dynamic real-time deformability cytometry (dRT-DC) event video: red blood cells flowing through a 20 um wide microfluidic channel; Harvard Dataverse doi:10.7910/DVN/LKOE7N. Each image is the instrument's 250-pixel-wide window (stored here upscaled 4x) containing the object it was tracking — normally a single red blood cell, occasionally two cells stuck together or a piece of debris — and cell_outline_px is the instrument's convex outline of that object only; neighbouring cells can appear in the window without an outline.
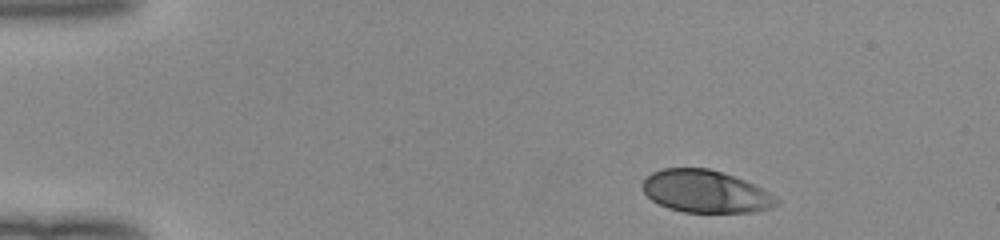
{"species": "human", "species_latin": "Homo sapiens", "temperature_condition": "room temperature", "stored_images_in_passage": 45, "camera_frame_rate_fps": 3000, "um_per_image_px": 0.085, "donor": {"sex": "female"}, "frame": {"image": 1, "passage_image": 1, "time_ms": 0.0, "image_size_px": [1000, 240], "cell_outline_px": [[780, 200], [772, 208], [756, 212], [684, 212], [668, 208], [652, 200], [640, 188], [640, 184], [652, 172], [660, 168], [708, 168], [744, 180], [776, 196]], "centroid_in_image_um": [59.94, 16.28], "position_along_channel_um": 25.1, "area_um2": 33.06}}
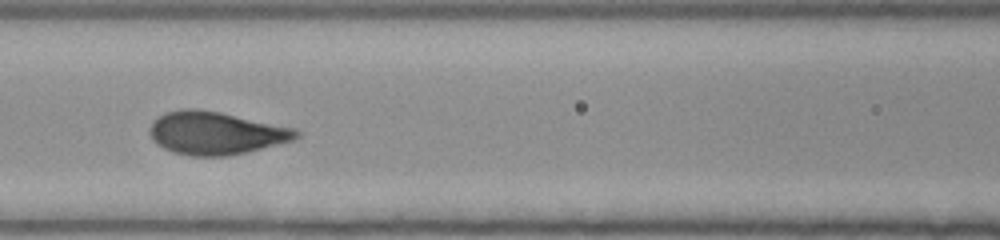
{"frame": {"image": 2, "passage_image": 17, "time_ms": 5.333, "image_size_px": [1000, 240], "cell_outline_px": [[300, 136], [292, 140], [228, 156], [192, 156], [172, 152], [156, 144], [152, 140], [148, 132], [148, 128], [152, 120], [164, 112], [180, 108], [196, 108], [220, 112], [296, 128], [300, 132]], "centroid_in_image_um": [18.26, 11.29], "position_along_channel_um": 148.3, "area_um2": 36.82}}
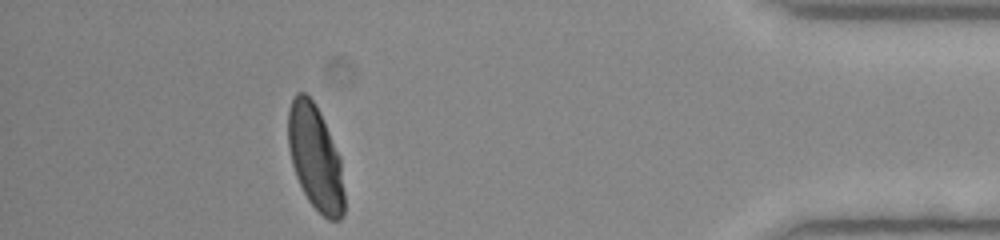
{"frame": {"image": 3, "passage_image": 40, "time_ms": 13.0, "image_size_px": [1000, 240], "cell_outline_px": [[344, 216], [340, 220], [328, 220], [308, 200], [296, 176], [292, 164], [288, 148], [288, 108], [296, 92], [304, 92], [312, 100], [320, 112], [340, 156], [344, 192]], "centroid_in_image_um": [26.8, 13.4], "position_along_channel_um": 408.4, "area_um2": 34.28}, "authors_computed_cell_mechanics": {"area_um2": 34.3332, "velocity_mm_per_s": 3.993, "shape_relaxation_time_tau1_ms": 2.9932, "shape_relaxation_time_tau2_ms": null, "deformation_change_tau1": 0.1717, "deformation_change_tau2": null}}